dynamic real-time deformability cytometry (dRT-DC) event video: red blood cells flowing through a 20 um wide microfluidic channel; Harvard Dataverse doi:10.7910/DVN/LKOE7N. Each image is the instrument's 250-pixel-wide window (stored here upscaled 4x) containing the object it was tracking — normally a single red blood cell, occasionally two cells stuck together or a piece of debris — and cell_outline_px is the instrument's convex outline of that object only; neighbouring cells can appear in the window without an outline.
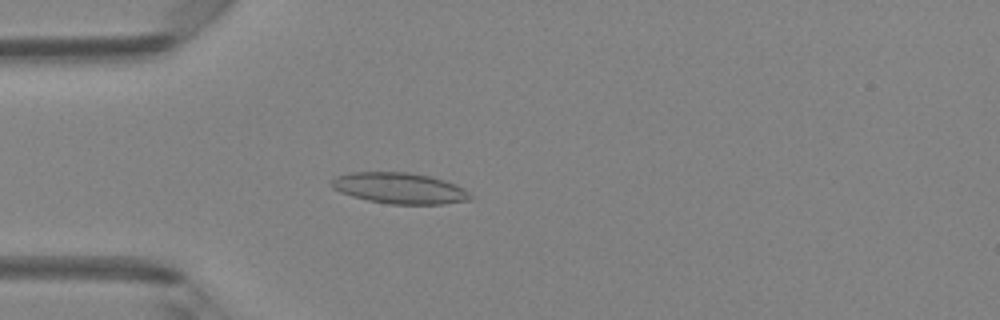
{"species": "Egyptian fruit bat (a non-hibernating species)", "species_latin": "Rousettus aegyptiacus", "temperature_condition": "room temperature", "stored_images_in_passage": 48, "camera_frame_rate_fps": 3000, "um_per_image_px": 0.085, "animal": {"sex": "female"}, "frame": {"image": 1, "passage_image": 14, "time_ms": 4.333, "image_size_px": [1000, 320], "cell_outline_px": [[476, 196], [472, 200], [444, 204], [388, 204], [368, 200], [352, 196], [340, 192], [332, 188], [332, 180], [336, 176], [352, 172], [408, 172], [432, 176], [444, 180], [464, 188]], "centroid_in_image_um": [34.03, 16.0], "position_along_channel_um": 51.0, "area_um2": 25.32}}
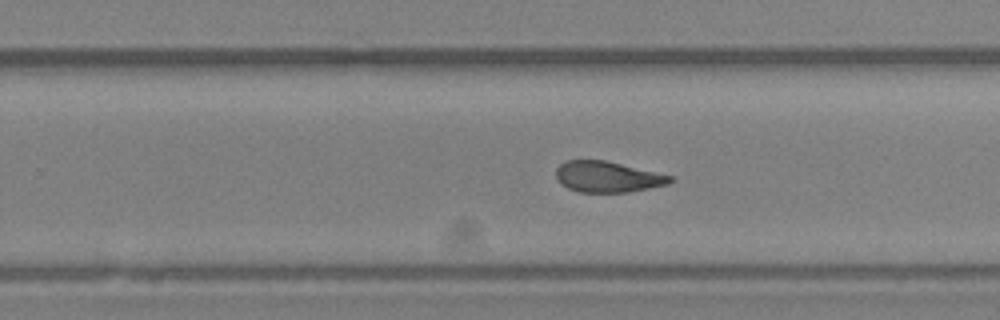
{"frame": {"image": 2, "passage_image": 31, "time_ms": 10.0, "image_size_px": [1000, 320], "cell_outline_px": [[676, 180], [668, 184], [628, 192], [580, 192], [568, 188], [560, 184], [556, 180], [556, 168], [564, 160], [604, 160], [672, 176]], "centroid_in_image_um": [51.6, 15.03], "position_along_channel_um": 278.2, "area_um2": 20.52}}
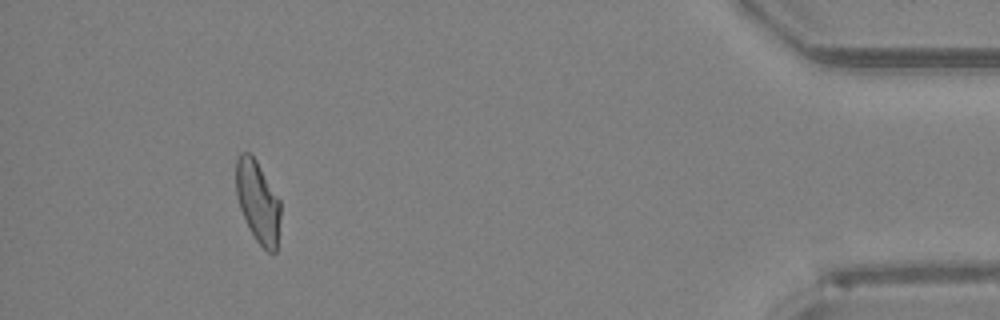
{"frame": {"image": 3, "passage_image": 45, "time_ms": 14.667, "image_size_px": [1000, 320], "cell_outline_px": [[280, 216], [276, 252], [268, 252], [256, 240], [240, 208], [236, 196], [236, 160], [240, 152], [248, 152], [256, 160], [280, 200]], "centroid_in_image_um": [21.91, 17.12], "position_along_channel_um": 413.3, "area_um2": 20.87}, "authors_computed_cell_mechanics": {"area_um2": 22.0507, "velocity_mm_per_s": 4.197, "shape_relaxation_time_tau1_ms": null, "shape_relaxation_time_tau2_ms": 2.9727, "deformation_change_tau1": null, "deformation_change_tau2": 0.095}}